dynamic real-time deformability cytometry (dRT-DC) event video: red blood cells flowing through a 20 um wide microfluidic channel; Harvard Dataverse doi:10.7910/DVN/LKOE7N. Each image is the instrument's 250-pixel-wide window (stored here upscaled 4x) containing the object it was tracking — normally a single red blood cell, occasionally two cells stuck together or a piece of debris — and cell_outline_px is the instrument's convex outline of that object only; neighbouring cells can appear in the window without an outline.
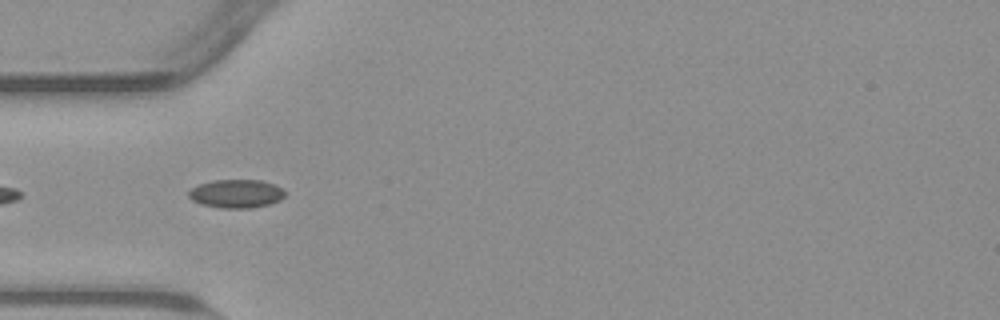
{"species": "common noctule bat (a hibernating species)", "species_latin": "Nyctalus noctula", "temperature_condition": "warm", "stored_images_in_passage": 13, "camera_frame_rate_fps": 3000, "um_per_image_px": 0.085, "animal": {"sex": "male", "body_mass_g": 23.1, "forearm_length_mm": 52.7}, "frame": {"image": 1, "passage_image": 3, "time_ms": 0.667, "image_size_px": [1000, 320], "cell_outline_px": [[284, 196], [280, 200], [268, 204], [252, 208], [220, 208], [200, 204], [192, 200], [188, 196], [188, 192], [192, 188], [200, 184], [212, 180], [260, 180], [276, 184], [284, 192]], "centroid_in_image_um": [20.06, 16.46], "position_along_channel_um": 64.9, "area_um2": 15.95}}
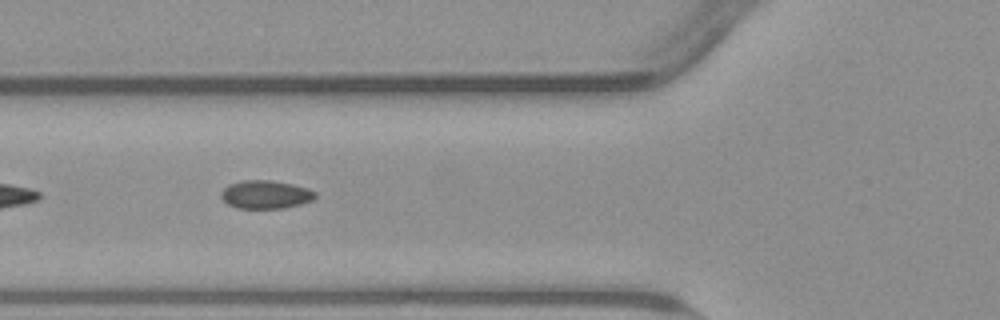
{"frame": {"image": 2, "passage_image": 6, "time_ms": 1.667, "image_size_px": [1000, 320], "cell_outline_px": [[316, 196], [312, 200], [300, 204], [284, 208], [236, 208], [228, 204], [220, 196], [220, 192], [228, 184], [244, 180], [272, 180], [292, 184], [308, 188], [316, 192]], "centroid_in_image_um": [22.56, 16.53], "position_along_channel_um": 103.2, "area_um2": 15.55}}